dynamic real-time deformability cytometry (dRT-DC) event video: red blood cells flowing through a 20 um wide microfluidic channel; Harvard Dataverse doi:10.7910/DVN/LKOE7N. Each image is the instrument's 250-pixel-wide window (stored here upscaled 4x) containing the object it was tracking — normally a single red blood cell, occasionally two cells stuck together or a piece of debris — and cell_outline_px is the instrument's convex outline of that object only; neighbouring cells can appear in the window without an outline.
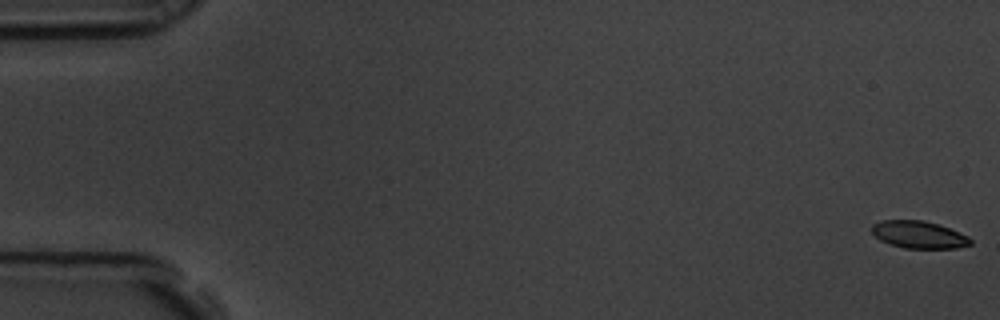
{"species": "common noctule bat (a hibernating species)", "species_latin": "Nyctalus noctula", "temperature_condition": "room temperature", "stored_images_in_passage": 7, "camera_frame_rate_fps": 3000, "um_per_image_px": 0.085, "animal": {"sex": "male", "body_mass_g": 19.5, "forearm_length_mm": 54.6}, "frame": {"image": 1, "passage_image": 1, "time_ms": 0.0, "image_size_px": [1000, 320], "cell_outline_px": [[972, 244], [956, 248], [904, 248], [888, 244], [880, 240], [872, 232], [872, 224], [880, 220], [924, 220], [960, 232], [968, 236], [972, 240]], "centroid_in_image_um": [78.09, 19.95], "position_along_channel_um": 6.9, "area_um2": 15.72}}